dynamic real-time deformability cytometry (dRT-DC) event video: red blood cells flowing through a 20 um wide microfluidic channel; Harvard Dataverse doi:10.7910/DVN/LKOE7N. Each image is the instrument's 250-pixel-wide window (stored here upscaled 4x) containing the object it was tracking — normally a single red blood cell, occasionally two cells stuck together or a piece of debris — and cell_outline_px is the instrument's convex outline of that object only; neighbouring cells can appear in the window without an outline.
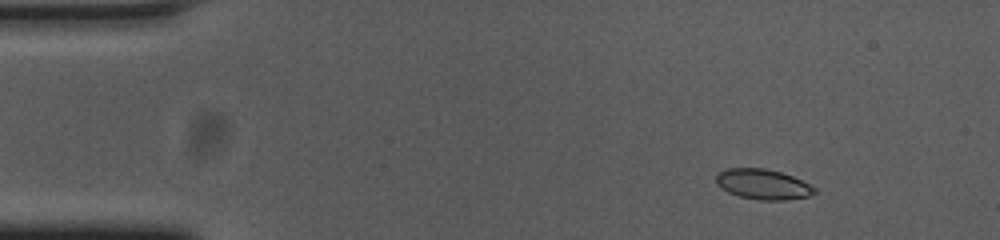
{"species": "common noctule bat (a hibernating species)", "species_latin": "Nyctalus noctula", "temperature_condition": "cold", "stored_images_in_passage": 54, "camera_frame_rate_fps": 3000, "um_per_image_px": 0.085, "animal": {"sex": "female", "body_mass_g": 23.0, "forearm_length_mm": 53.4}, "frame": {"image": 1, "passage_image": 6, "time_ms": 1.667, "image_size_px": [1000, 240], "cell_outline_px": [[816, 192], [808, 196], [784, 200], [760, 200], [740, 196], [728, 192], [716, 184], [716, 176], [720, 172], [728, 168], [764, 168], [780, 172], [792, 176], [816, 188]], "centroid_in_image_um": [64.84, 15.66], "position_along_channel_um": 20.2, "area_um2": 17.11}}
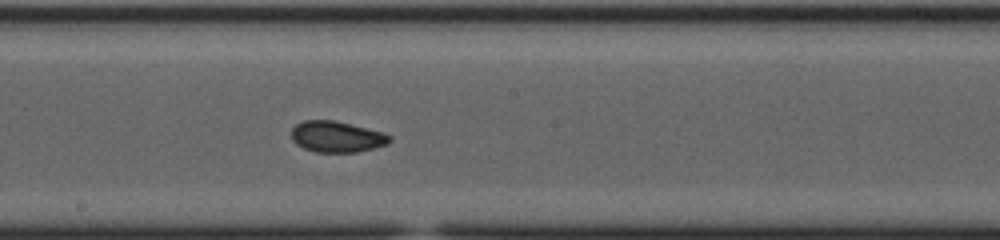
{"frame": {"image": 2, "passage_image": 29, "time_ms": 9.333, "image_size_px": [1000, 240], "cell_outline_px": [[392, 140], [388, 144], [356, 152], [316, 152], [304, 148], [296, 144], [292, 140], [292, 128], [296, 124], [304, 120], [332, 120], [384, 132], [392, 136]], "centroid_in_image_um": [28.63, 11.62], "position_along_channel_um": 219.6, "area_um2": 17.74}}
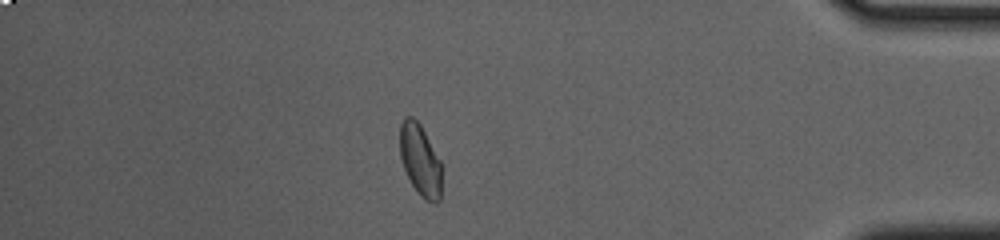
{"frame": {"image": 3, "passage_image": 47, "time_ms": 15.333, "image_size_px": [1000, 240], "cell_outline_px": [[440, 200], [436, 204], [424, 200], [416, 192], [404, 168], [400, 156], [400, 124], [404, 116], [412, 116], [420, 124], [440, 160]], "centroid_in_image_um": [35.7, 13.61], "position_along_channel_um": 399.5, "area_um2": 17.34}, "authors_computed_cell_mechanics": {"area_um2": 17.6868, "velocity_mm_per_s": 3.6787, "shape_relaxation_time_tau1_ms": 3.0725, "shape_relaxation_time_tau2_ms": 1.4743, "deformation_change_tau1": 0.12, "deformation_change_tau2": 0.0567}}